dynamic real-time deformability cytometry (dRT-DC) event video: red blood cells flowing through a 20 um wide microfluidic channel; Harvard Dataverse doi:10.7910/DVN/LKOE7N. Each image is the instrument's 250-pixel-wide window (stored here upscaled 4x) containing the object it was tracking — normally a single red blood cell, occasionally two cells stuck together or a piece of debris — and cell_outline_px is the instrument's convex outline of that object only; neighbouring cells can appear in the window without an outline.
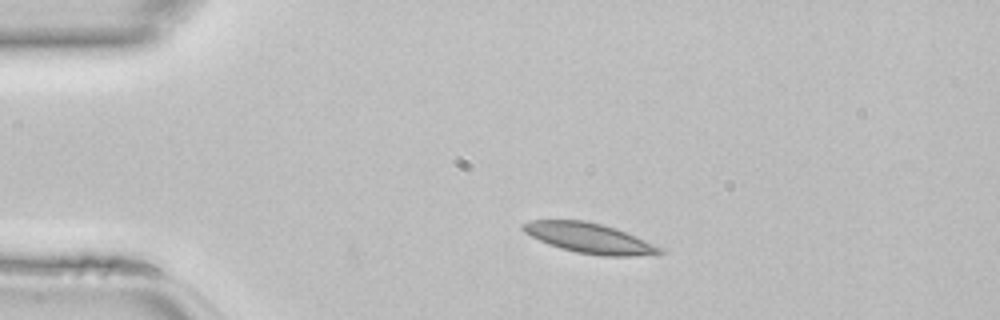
{"species": "common noctule bat (a hibernating species)", "species_latin": "Nyctalus noctula", "temperature_condition": "room temperature", "stored_images_in_passage": 32, "camera_frame_rate_fps": 3000, "um_per_image_px": 0.085, "animal": {"sex": "female", "body_mass_g": 22.7, "forearm_length_mm": 54.2}, "frame": {"image": 1, "passage_image": 1, "time_ms": 0.0, "image_size_px": [1000, 320], "cell_outline_px": [[664, 252], [632, 256], [604, 256], [576, 252], [560, 248], [548, 244], [524, 232], [520, 228], [520, 224], [532, 220], [584, 220], [616, 228], [664, 248]], "centroid_in_image_um": [50.06, 20.23], "position_along_channel_um": 34.9, "area_um2": 23.81}}
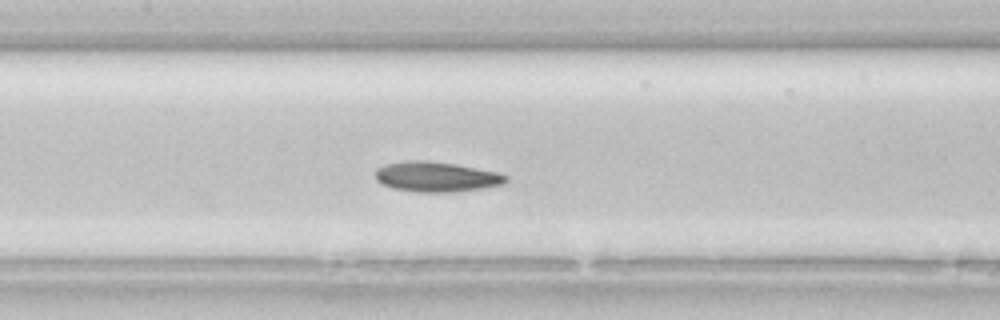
{"frame": {"image": 2, "passage_image": 13, "time_ms": 4.0, "image_size_px": [1000, 320], "cell_outline_px": [[508, 180], [504, 184], [480, 188], [452, 192], [416, 192], [392, 188], [376, 180], [376, 168], [384, 164], [408, 160], [424, 160], [456, 164], [496, 172], [508, 176]], "centroid_in_image_um": [37.06, 15.02], "position_along_channel_um": 170.3, "area_um2": 22.83}}
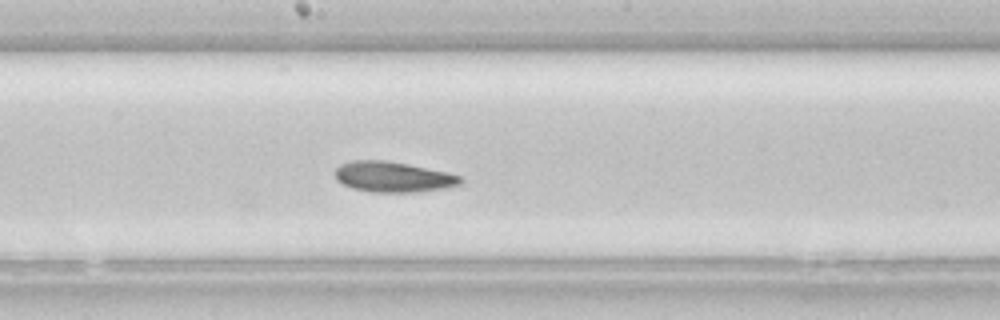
{"frame": {"image": 3, "passage_image": 16, "time_ms": 5.0, "image_size_px": [1000, 320], "cell_outline_px": [[460, 184], [440, 188], [416, 192], [372, 192], [352, 188], [336, 180], [336, 168], [340, 164], [352, 160], [384, 160], [408, 164], [448, 172], [460, 176]], "centroid_in_image_um": [33.36, 15.02], "position_along_channel_um": 214.8, "area_um2": 22.02}}